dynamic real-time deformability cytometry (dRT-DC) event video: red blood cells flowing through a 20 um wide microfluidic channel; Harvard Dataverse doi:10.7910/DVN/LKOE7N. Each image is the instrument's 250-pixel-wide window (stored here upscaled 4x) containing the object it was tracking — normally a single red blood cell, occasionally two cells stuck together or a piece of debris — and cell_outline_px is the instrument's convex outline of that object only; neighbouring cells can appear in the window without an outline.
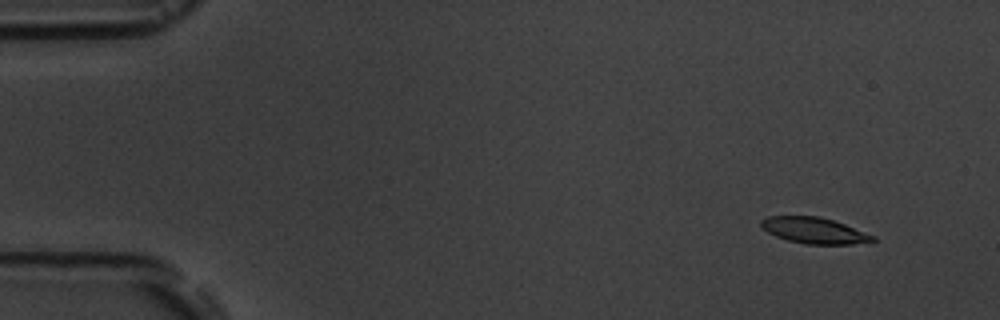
{"species": "common noctule bat (a hibernating species)", "species_latin": "Nyctalus noctula", "temperature_condition": "room temperature", "stored_images_in_passage": 3, "camera_frame_rate_fps": 3000, "um_per_image_px": 0.085, "animal": {"sex": "male", "body_mass_g": 19.5, "forearm_length_mm": 54.6}, "frame": {"image": 1, "passage_image": 1, "time_ms": 0.0, "image_size_px": [1000, 320], "cell_outline_px": [[876, 240], [852, 244], [804, 244], [788, 240], [776, 236], [760, 228], [760, 220], [768, 216], [820, 216], [844, 224], [876, 236]], "centroid_in_image_um": [69.17, 19.58], "position_along_channel_um": 15.8, "area_um2": 16.94}}